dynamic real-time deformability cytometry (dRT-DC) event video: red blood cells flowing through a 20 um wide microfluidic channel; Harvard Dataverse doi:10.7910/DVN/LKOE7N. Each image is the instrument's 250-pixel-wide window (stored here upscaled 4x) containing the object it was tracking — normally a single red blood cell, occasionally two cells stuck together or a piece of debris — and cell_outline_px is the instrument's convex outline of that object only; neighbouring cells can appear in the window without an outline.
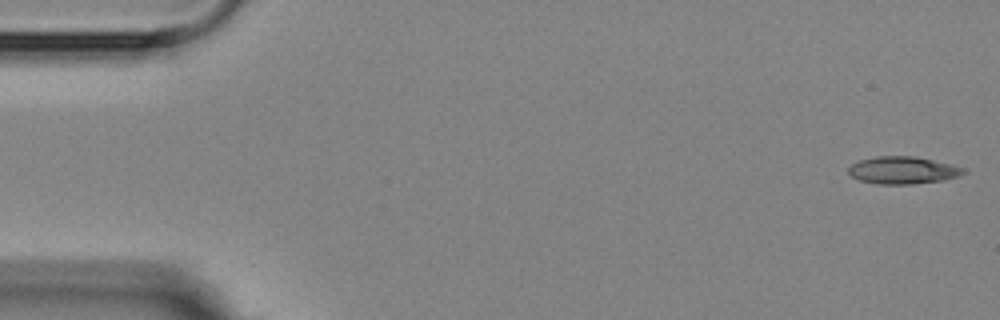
{"species": "Egyptian fruit bat (a non-hibernating species)", "species_latin": "Rousettus aegyptiacus", "temperature_condition": "room temperature", "stored_images_in_passage": 5, "camera_frame_rate_fps": 3000, "um_per_image_px": 0.085, "animal": {"sex": "female"}, "frame": {"image": 1, "passage_image": 1, "time_ms": 0.0, "image_size_px": [1000, 320], "cell_outline_px": [[968, 172], [960, 176], [944, 180], [912, 184], [876, 184], [860, 180], [852, 176], [848, 172], [848, 168], [852, 164], [860, 160], [876, 156], [912, 156], [932, 160], [968, 168]], "centroid_in_image_um": [76.79, 14.47], "position_along_channel_um": 8.2, "area_um2": 18.44}}